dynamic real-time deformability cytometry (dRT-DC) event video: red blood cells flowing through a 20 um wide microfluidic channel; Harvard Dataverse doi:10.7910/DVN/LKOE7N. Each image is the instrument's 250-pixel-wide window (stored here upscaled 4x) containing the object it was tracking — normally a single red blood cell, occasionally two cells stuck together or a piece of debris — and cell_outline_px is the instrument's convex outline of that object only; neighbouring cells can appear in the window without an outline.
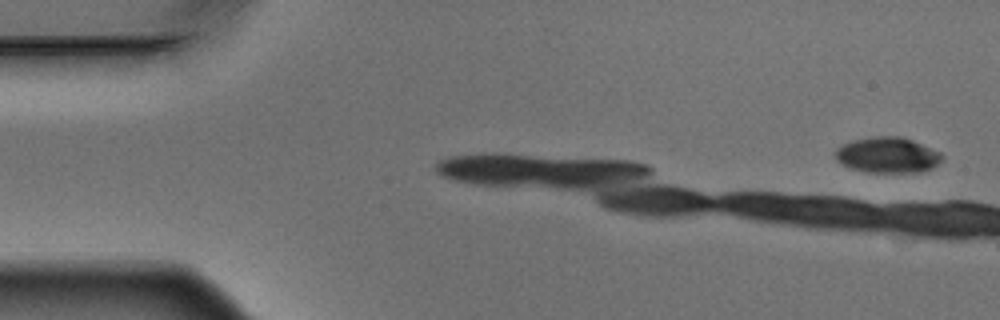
{"species": "Egyptian fruit bat (a non-hibernating species)", "species_latin": "Rousettus aegyptiacus", "temperature_condition": "warm", "stored_images_in_passage": 6, "camera_frame_rate_fps": 3000, "um_per_image_px": 0.085, "animal": {"sex": "male"}, "frame": {"image": 1, "passage_image": 1, "time_ms": 0.0, "image_size_px": [1000, 320], "cell_outline_px": [[944, 156], [932, 168], [920, 172], [868, 172], [852, 168], [836, 160], [836, 148], [844, 144], [856, 140], [876, 136], [900, 136], [912, 140], [940, 152]], "centroid_in_image_um": [75.46, 13.18], "position_along_channel_um": 9.5, "area_um2": 21.79}}